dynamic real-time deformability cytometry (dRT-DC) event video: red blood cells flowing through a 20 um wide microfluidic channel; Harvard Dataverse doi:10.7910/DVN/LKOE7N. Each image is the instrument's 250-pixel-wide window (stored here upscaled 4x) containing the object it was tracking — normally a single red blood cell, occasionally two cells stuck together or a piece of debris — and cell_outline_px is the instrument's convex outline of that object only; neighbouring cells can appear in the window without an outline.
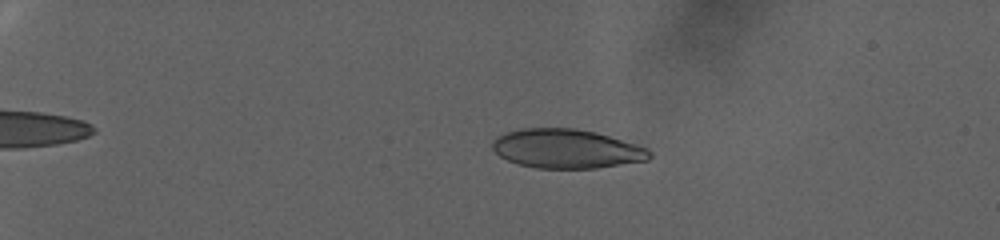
{"species": "human", "species_latin": "Homo sapiens", "temperature_condition": "warm", "stored_images_in_passage": 90, "camera_frame_rate_fps": 3000, "um_per_image_px": 0.085, "donor": {"sex": "female"}, "frame": {"image": 1, "passage_image": 23, "time_ms": 7.333, "image_size_px": [1000, 240], "cell_outline_px": [[652, 156], [648, 160], [596, 168], [536, 168], [520, 164], [508, 160], [500, 156], [492, 148], [492, 140], [496, 136], [504, 132], [524, 128], [576, 128], [596, 132], [636, 144], [648, 148], [652, 152]], "centroid_in_image_um": [48.15, 12.63], "position_along_channel_um": 36.8, "area_um2": 35.89}}
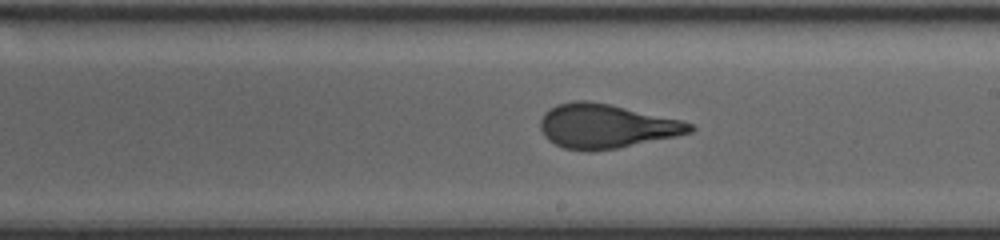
{"frame": {"image": 2, "passage_image": 59, "time_ms": 19.333, "image_size_px": [1000, 240], "cell_outline_px": [[696, 128], [692, 132], [676, 136], [616, 148], [592, 152], [588, 152], [564, 148], [548, 140], [544, 136], [540, 128], [540, 120], [544, 112], [548, 108], [556, 104], [572, 100], [588, 100], [608, 104], [680, 120], [692, 124]], "centroid_in_image_um": [51.46, 10.72], "position_along_channel_um": 237.5, "area_um2": 38.44}}
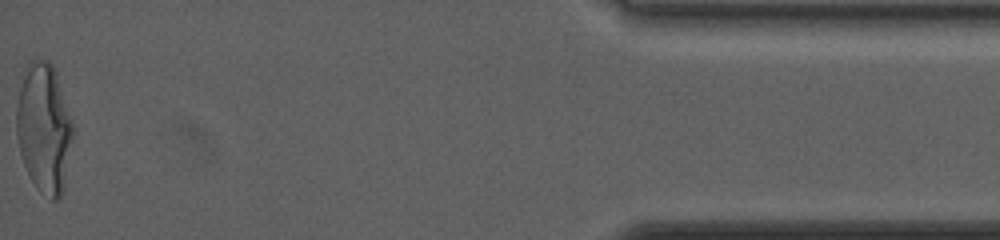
{"frame": {"image": 3, "passage_image": 90, "time_ms": 29.667, "image_size_px": [1000, 240], "cell_outline_px": [[72, 140], [64, 188], [60, 196], [56, 200], [52, 200], [40, 192], [36, 188], [28, 176], [20, 152], [16, 136], [16, 108], [24, 68], [28, 60], [36, 56], [48, 60], [52, 64], [56, 72], [72, 120]], "centroid_in_image_um": [3.72, 10.85], "position_along_channel_um": 431.5, "area_um2": 43.0}, "authors_computed_cell_mechanics": {"area_um2": 38.148, "velocity_mm_per_s": 2.515, "shape_relaxation_time_tau1_ms": 11.0058, "shape_relaxation_time_tau2_ms": null, "deformation_change_tau1": 0.2876, "deformation_change_tau2": null}}